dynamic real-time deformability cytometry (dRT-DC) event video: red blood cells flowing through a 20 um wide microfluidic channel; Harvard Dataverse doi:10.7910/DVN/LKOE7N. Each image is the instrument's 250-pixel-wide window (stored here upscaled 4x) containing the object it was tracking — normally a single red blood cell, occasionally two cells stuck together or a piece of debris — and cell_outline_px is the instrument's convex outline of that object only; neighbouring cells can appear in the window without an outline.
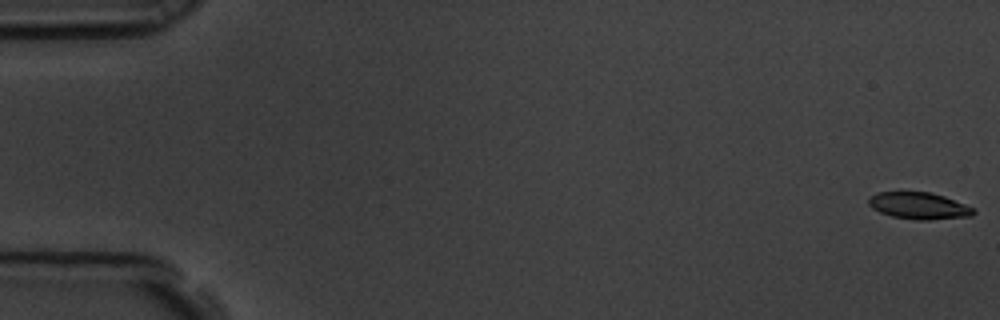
{"species": "common noctule bat (a hibernating species)", "species_latin": "Nyctalus noctula", "temperature_condition": "room temperature", "stored_images_in_passage": 60, "camera_frame_rate_fps": 3000, "um_per_image_px": 0.085, "animal": {"sex": "male", "body_mass_g": 19.5, "forearm_length_mm": 54.6}, "frame": {"image": 1, "passage_image": 1, "time_ms": 0.0, "image_size_px": [1000, 320], "cell_outline_px": [[976, 212], [972, 216], [928, 220], [916, 220], [892, 216], [880, 212], [872, 208], [868, 204], [868, 196], [876, 192], [928, 192], [944, 196], [976, 208]], "centroid_in_image_um": [78.11, 17.49], "position_along_channel_um": 6.9, "area_um2": 16.53}}
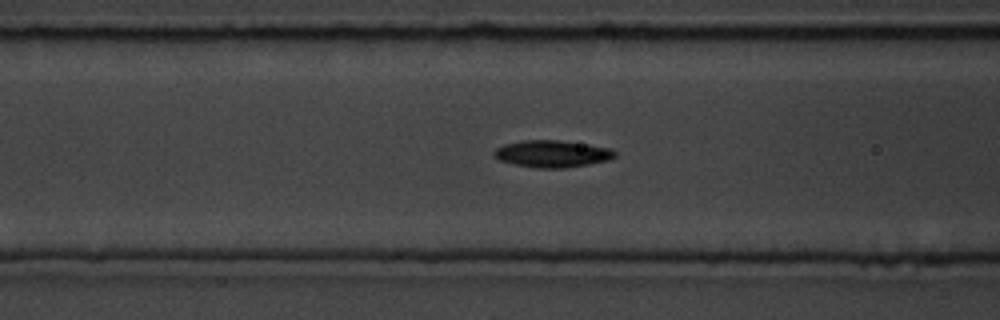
{"frame": {"image": 2, "passage_image": 24, "time_ms": 7.667, "image_size_px": [1000, 320], "cell_outline_px": [[616, 156], [608, 160], [588, 164], [564, 168], [536, 168], [512, 164], [500, 160], [492, 156], [492, 152], [496, 148], [504, 144], [524, 140], [556, 140], [588, 144], [612, 148], [616, 152]], "centroid_in_image_um": [46.91, 13.07], "position_along_channel_um": 119.7, "area_um2": 19.13}}
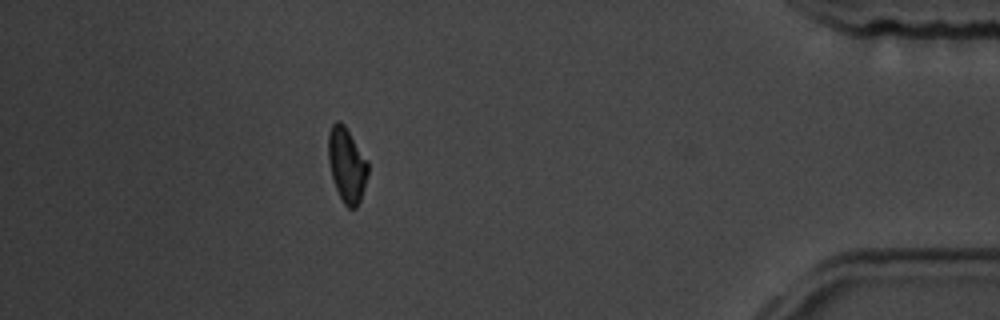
{"frame": {"image": 3, "passage_image": 53, "time_ms": 17.333, "image_size_px": [1000, 320], "cell_outline_px": [[368, 172], [364, 188], [360, 200], [356, 208], [348, 208], [344, 204], [336, 188], [332, 176], [328, 160], [328, 132], [332, 124], [336, 120], [340, 120], [344, 124], [368, 160]], "centroid_in_image_um": [29.47, 13.98], "position_along_channel_um": 405.7, "area_um2": 17.28}, "authors_computed_cell_mechanics": {"area_um2": 17.8024, "velocity_mm_per_s": 3.4596, "shape_relaxation_time_tau1_ms": 3.1867, "shape_relaxation_time_tau2_ms": null, "deformation_change_tau1": 0.1356, "deformation_change_tau2": null}}